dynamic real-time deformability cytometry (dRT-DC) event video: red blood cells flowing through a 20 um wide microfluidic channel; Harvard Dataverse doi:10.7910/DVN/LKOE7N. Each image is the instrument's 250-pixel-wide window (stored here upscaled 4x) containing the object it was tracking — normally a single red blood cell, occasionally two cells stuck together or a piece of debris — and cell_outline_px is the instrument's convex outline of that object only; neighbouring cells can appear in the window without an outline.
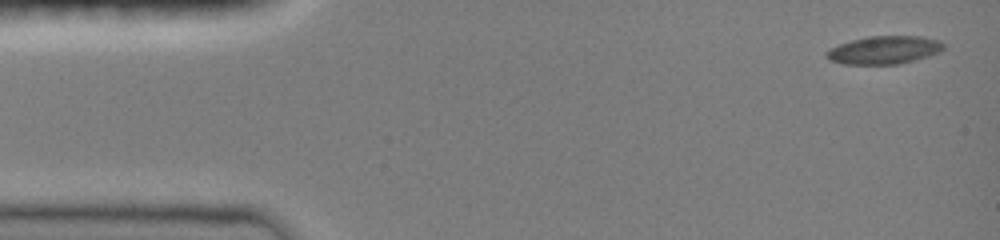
{"species": "common noctule bat (a hibernating species)", "species_latin": "Nyctalus noctula", "temperature_condition": "room temperature", "stored_images_in_passage": 4, "camera_frame_rate_fps": 3000, "um_per_image_px": 0.085, "animal": {"sex": "female", "body_mass_g": 19.0, "forearm_length_mm": 51.5}, "frame": {"image": 1, "passage_image": 1, "time_ms": 0.0, "image_size_px": [1000, 240], "cell_outline_px": [[944, 48], [940, 52], [916, 60], [900, 64], [844, 64], [832, 60], [824, 56], [824, 52], [828, 48], [852, 40], [868, 36], [920, 36], [940, 40], [944, 44]], "centroid_in_image_um": [75.16, 4.25], "position_along_channel_um": 9.8, "area_um2": 19.25}}